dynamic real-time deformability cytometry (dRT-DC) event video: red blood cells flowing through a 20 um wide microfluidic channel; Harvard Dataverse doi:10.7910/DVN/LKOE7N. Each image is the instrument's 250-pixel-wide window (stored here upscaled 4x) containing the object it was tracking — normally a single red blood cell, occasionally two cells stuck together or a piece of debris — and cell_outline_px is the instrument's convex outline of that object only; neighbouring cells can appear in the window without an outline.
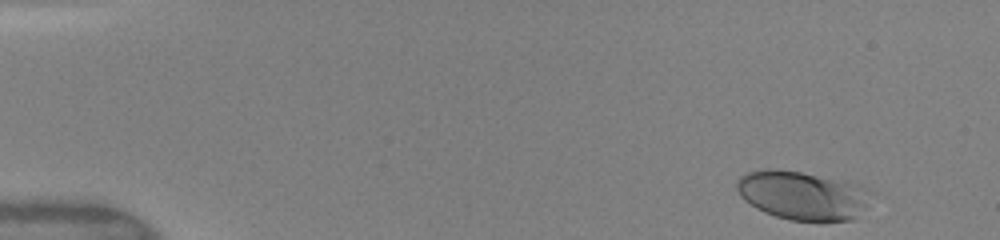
{"species": "human", "species_latin": "Homo sapiens", "temperature_condition": "warm", "stored_images_in_passage": 41, "camera_frame_rate_fps": 3000, "um_per_image_px": 0.085, "donor": {"sex": "female"}, "frame": {"image": 1, "passage_image": 1, "time_ms": 0.0, "image_size_px": [1000, 240], "cell_outline_px": [[876, 192], [856, 216], [852, 220], [788, 220], [764, 212], [756, 208], [744, 200], [740, 196], [736, 188], [736, 184], [740, 176], [748, 172], [768, 168], [776, 168], [852, 180]], "centroid_in_image_um": [68.26, 16.57], "position_along_channel_um": 16.7, "area_um2": 38.73}}
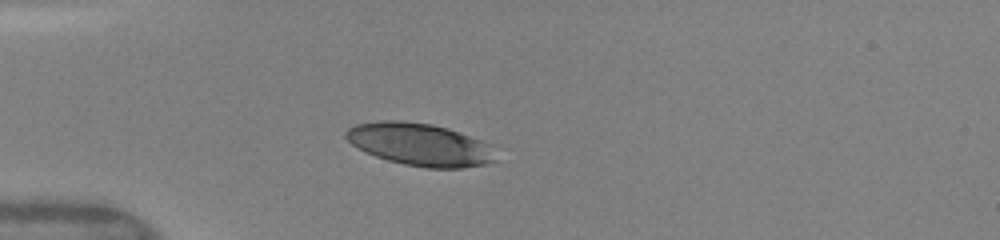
{"frame": {"image": 2, "passage_image": 11, "time_ms": 3.333, "image_size_px": [1000, 240], "cell_outline_px": [[504, 148], [496, 160], [488, 164], [464, 168], [428, 168], [404, 164], [388, 160], [364, 152], [352, 144], [344, 136], [344, 132], [348, 128], [356, 124], [376, 120], [400, 120], [432, 124], [448, 128]], "centroid_in_image_um": [35.81, 12.28], "position_along_channel_um": 49.2, "area_um2": 38.15}}
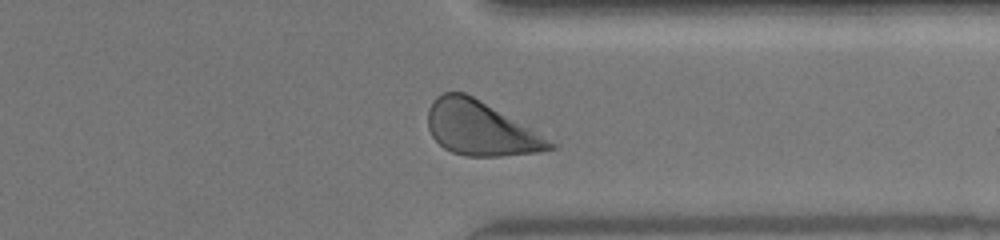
{"frame": {"image": 3, "passage_image": 36, "time_ms": 11.667, "image_size_px": [1000, 240], "cell_outline_px": [[556, 148], [536, 152], [500, 156], [464, 156], [452, 152], [444, 148], [432, 136], [428, 128], [428, 108], [432, 100], [436, 96], [444, 92], [464, 92], [472, 96], [556, 144]], "centroid_in_image_um": [40.76, 10.92], "position_along_channel_um": 370.6, "area_um2": 37.63}, "authors_computed_cell_mechanics": {"area_um2": 38.2058, "velocity_mm_per_s": 4.0894, "shape_relaxation_time_tau1_ms": 1.9746, "shape_relaxation_time_tau2_ms": null, "deformation_change_tau1": 0.1196, "deformation_change_tau2": null}}